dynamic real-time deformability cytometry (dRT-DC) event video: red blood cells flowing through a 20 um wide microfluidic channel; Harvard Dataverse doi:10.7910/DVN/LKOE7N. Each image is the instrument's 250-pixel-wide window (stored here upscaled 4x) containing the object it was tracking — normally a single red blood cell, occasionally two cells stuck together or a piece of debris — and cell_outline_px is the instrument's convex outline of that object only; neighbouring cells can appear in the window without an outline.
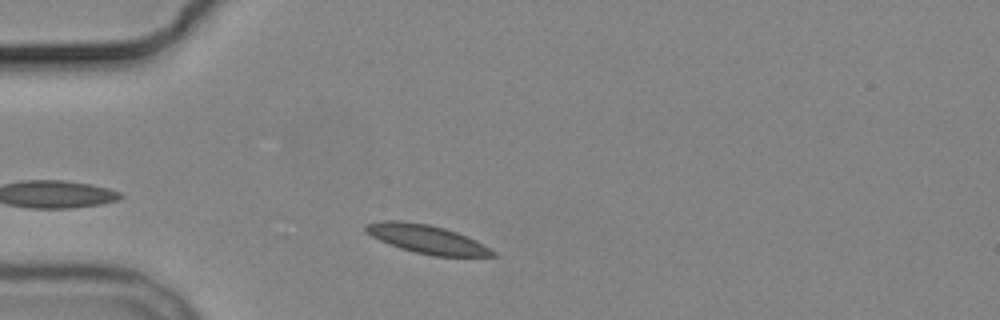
{"species": "common noctule bat (a hibernating species)", "species_latin": "Nyctalus noctula", "temperature_condition": "cold", "stored_images_in_passage": 2, "camera_frame_rate_fps": 3000, "um_per_image_px": 0.085, "animal": {"sex": "male", "body_mass_g": 19.2, "forearm_length_mm": 51.8}, "frame": {"image": 1, "passage_image": 1, "time_ms": 0.0, "image_size_px": [1000, 320], "cell_outline_px": [[496, 256], [432, 256], [400, 248], [380, 240], [364, 232], [364, 224], [380, 220], [404, 220], [428, 224], [444, 228], [456, 232], [476, 240], [484, 244], [496, 252]], "centroid_in_image_um": [36.25, 20.31], "position_along_channel_um": 48.8, "area_um2": 21.21}}